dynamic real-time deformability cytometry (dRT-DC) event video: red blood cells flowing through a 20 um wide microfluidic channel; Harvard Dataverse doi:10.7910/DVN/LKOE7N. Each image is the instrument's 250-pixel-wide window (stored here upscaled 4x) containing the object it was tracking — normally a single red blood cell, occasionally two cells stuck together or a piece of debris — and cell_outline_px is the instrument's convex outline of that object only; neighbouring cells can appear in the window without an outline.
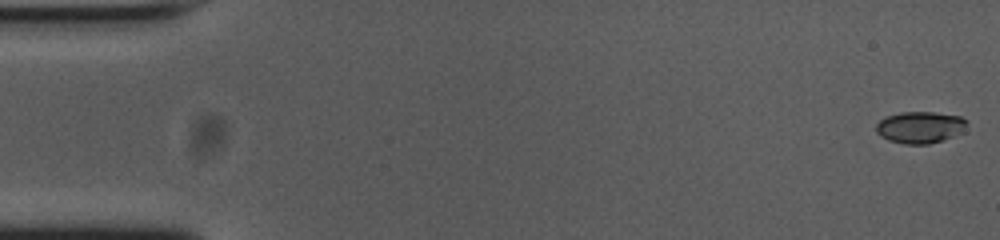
{"species": "common noctule bat (a hibernating species)", "species_latin": "Nyctalus noctula", "temperature_condition": "cold", "stored_images_in_passage": 12, "camera_frame_rate_fps": 3000, "um_per_image_px": 0.085, "animal": {"sex": "female", "body_mass_g": 23.0, "forearm_length_mm": 53.4}, "frame": {"image": 1, "passage_image": 1, "time_ms": 0.0, "image_size_px": [1000, 240], "cell_outline_px": [[968, 120], [964, 132], [944, 140], [928, 144], [904, 144], [888, 140], [880, 136], [876, 132], [876, 124], [884, 116], [900, 112], [932, 112], [960, 116]], "centroid_in_image_um": [78.21, 10.82], "position_along_channel_um": 6.8, "area_um2": 17.05}}